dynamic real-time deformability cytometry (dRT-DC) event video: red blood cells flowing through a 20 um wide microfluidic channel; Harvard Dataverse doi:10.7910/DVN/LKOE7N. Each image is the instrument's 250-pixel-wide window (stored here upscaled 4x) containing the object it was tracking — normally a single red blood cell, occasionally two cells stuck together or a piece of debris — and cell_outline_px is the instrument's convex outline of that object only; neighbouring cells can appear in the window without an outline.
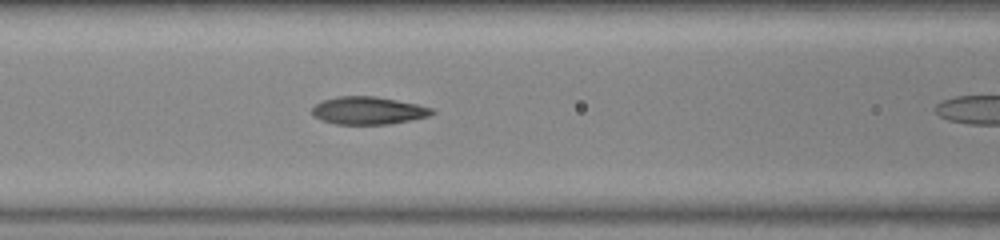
{"species": "common noctule bat (a hibernating species)", "species_latin": "Nyctalus noctula", "temperature_condition": "warm", "stored_images_in_passage": 11, "camera_frame_rate_fps": 3000, "um_per_image_px": 0.085, "animal": {"sex": "female", "body_mass_g": 23.0, "forearm_length_mm": 53.4}, "frame": {"image": 1, "passage_image": 10, "time_ms": 3.0, "image_size_px": [1000, 240], "cell_outline_px": [[436, 112], [428, 116], [412, 120], [388, 124], [336, 124], [320, 120], [312, 112], [312, 108], [316, 104], [324, 100], [340, 96], [376, 96], [416, 104], [432, 108]], "centroid_in_image_um": [31.31, 9.4], "position_along_channel_um": 135.3, "area_um2": 19.19}}